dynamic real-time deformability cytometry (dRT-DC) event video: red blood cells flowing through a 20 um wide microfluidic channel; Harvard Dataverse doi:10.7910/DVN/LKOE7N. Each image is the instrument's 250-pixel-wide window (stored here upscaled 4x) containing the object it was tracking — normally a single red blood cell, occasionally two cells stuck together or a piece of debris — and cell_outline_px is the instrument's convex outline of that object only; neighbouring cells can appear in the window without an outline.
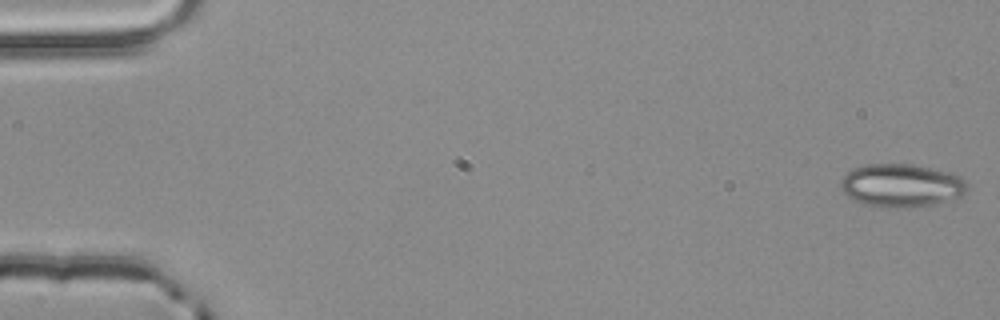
{"species": "common noctule bat (a hibernating species)", "species_latin": "Nyctalus noctula", "temperature_condition": "room temperature", "stored_images_in_passage": 54, "camera_frame_rate_fps": 3000, "um_per_image_px": 0.085, "animal": {"sex": "male", "body_mass_g": 20.4}, "frame": {"image": 1, "passage_image": 1, "time_ms": 0.0, "image_size_px": [1000, 320], "cell_outline_px": [[968, 188], [960, 196], [936, 204], [908, 208], [864, 204], [852, 200], [840, 188], [840, 180], [852, 168], [868, 164], [912, 164], [948, 172], [960, 176], [968, 184]], "centroid_in_image_um": [76.6, 15.76], "position_along_channel_um": 8.4, "area_um2": 31.67}}
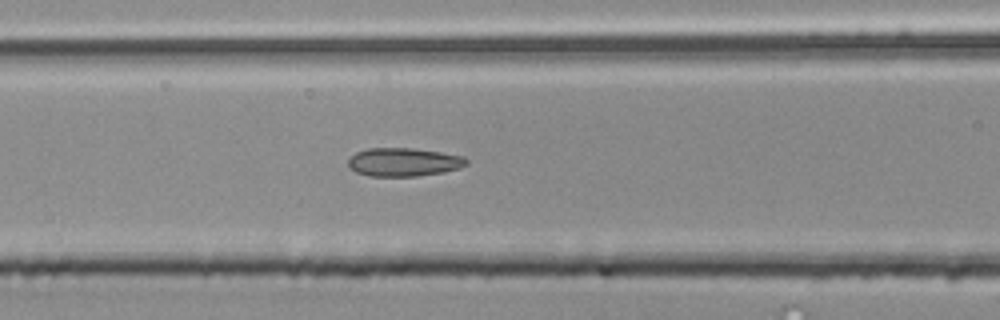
{"frame": {"image": 2, "passage_image": 23, "time_ms": 7.333, "image_size_px": [1000, 320], "cell_outline_px": [[468, 164], [460, 168], [444, 172], [420, 176], [368, 176], [356, 172], [348, 168], [348, 160], [356, 152], [368, 148], [412, 148], [440, 152], [460, 156], [468, 160]], "centroid_in_image_um": [34.29, 13.78], "position_along_channel_um": 132.3, "area_um2": 19.65}}
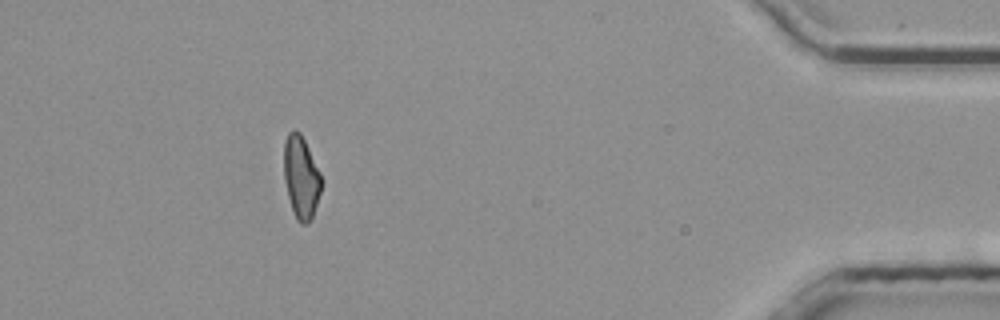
{"frame": {"image": 3, "passage_image": 49, "time_ms": 16.0, "image_size_px": [1000, 320], "cell_outline_px": [[320, 192], [312, 220], [308, 224], [300, 224], [296, 220], [288, 196], [284, 180], [284, 140], [288, 132], [292, 128], [296, 128], [300, 132], [320, 172]], "centroid_in_image_um": [25.57, 15.05], "position_along_channel_um": 409.6, "area_um2": 18.03}, "authors_computed_cell_mechanics": {"area_um2": 19.0162, "velocity_mm_per_s": 3.8802, "shape_relaxation_time_tau1_ms": 4.9093, "shape_relaxation_time_tau2_ms": 2.3489, "deformation_change_tau1": 0.1381, "deformation_change_tau2": 0.0972}}